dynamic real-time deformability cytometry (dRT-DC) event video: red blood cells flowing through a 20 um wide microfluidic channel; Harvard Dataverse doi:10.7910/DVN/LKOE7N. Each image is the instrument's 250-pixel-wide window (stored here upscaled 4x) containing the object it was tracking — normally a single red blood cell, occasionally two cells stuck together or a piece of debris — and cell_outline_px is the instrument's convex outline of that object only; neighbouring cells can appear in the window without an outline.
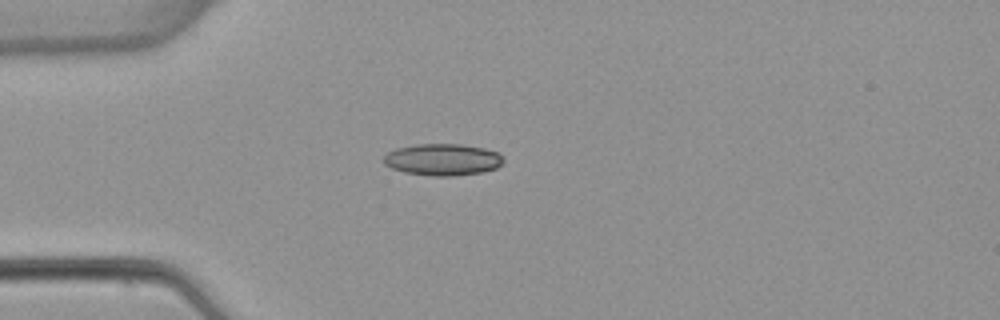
{"species": "common noctule bat (a hibernating species)", "species_latin": "Nyctalus noctula", "temperature_condition": "warm", "stored_images_in_passage": 1, "camera_frame_rate_fps": 3000, "um_per_image_px": 0.085, "animal": {"sex": "female", "body_mass_g": 22.7, "forearm_length_mm": 54.2}, "frame": {"image": 1, "passage_image": 1, "time_ms": 0.0, "image_size_px": [1000, 320], "cell_outline_px": [[504, 160], [496, 168], [480, 172], [452, 176], [436, 176], [404, 172], [392, 168], [384, 164], [384, 156], [388, 152], [396, 148], [416, 144], [460, 144], [484, 148], [500, 152]], "centroid_in_image_um": [37.63, 13.55], "position_along_channel_um": 47.4, "area_um2": 22.08}}